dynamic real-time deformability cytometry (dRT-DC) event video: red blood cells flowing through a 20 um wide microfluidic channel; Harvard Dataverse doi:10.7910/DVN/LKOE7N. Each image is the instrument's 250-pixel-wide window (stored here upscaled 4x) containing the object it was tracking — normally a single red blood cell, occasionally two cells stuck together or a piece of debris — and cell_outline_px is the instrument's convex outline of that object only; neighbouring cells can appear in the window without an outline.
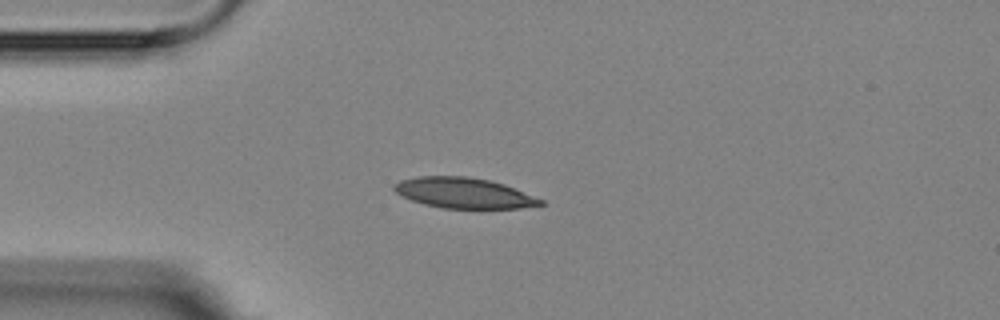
{"species": "Egyptian fruit bat (a non-hibernating species)", "species_latin": "Rousettus aegyptiacus", "temperature_condition": "room temperature", "stored_images_in_passage": 9, "camera_frame_rate_fps": 3000, "um_per_image_px": 0.085, "animal": {"sex": "female"}, "frame": {"image": 1, "passage_image": 4, "time_ms": 3.333, "image_size_px": [1000, 320], "cell_outline_px": [[548, 204], [520, 208], [444, 208], [424, 204], [412, 200], [396, 192], [392, 188], [392, 184], [400, 180], [420, 176], [468, 176], [488, 180], [504, 184], [544, 200]], "centroid_in_image_um": [39.44, 16.4], "position_along_channel_um": 45.6, "area_um2": 25.95}}
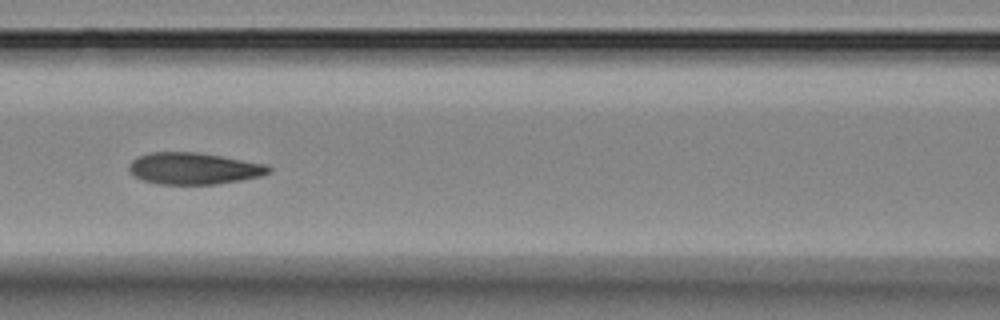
{"frame": {"image": 2, "passage_image": 7, "time_ms": 6.667, "image_size_px": [1000, 320], "cell_outline_px": [[272, 172], [260, 176], [240, 180], [216, 184], [156, 184], [140, 180], [132, 176], [128, 172], [128, 164], [136, 156], [152, 152], [196, 152], [220, 156], [264, 164], [272, 168]], "centroid_in_image_um": [16.38, 14.33], "position_along_channel_um": 150.2, "area_um2": 25.95}}
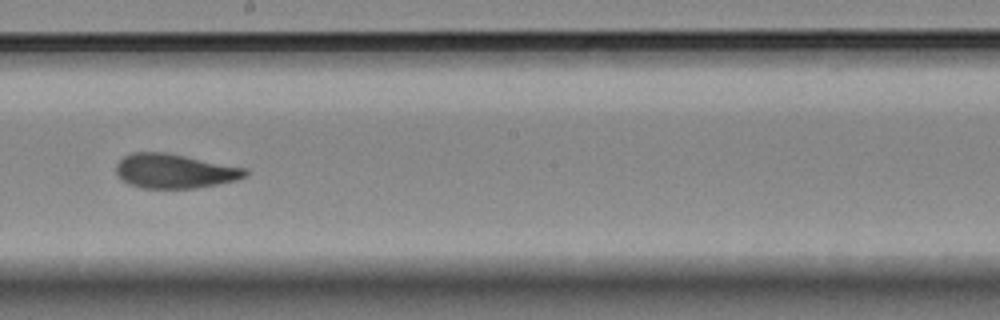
{"frame": {"image": 3, "passage_image": 9, "time_ms": 9.0, "image_size_px": [1000, 320], "cell_outline_px": [[248, 172], [244, 176], [236, 180], [196, 188], [140, 188], [128, 184], [116, 176], [116, 164], [124, 156], [132, 152], [168, 152], [248, 168]], "centroid_in_image_um": [14.81, 14.53], "position_along_channel_um": 233.4, "area_um2": 26.13}}